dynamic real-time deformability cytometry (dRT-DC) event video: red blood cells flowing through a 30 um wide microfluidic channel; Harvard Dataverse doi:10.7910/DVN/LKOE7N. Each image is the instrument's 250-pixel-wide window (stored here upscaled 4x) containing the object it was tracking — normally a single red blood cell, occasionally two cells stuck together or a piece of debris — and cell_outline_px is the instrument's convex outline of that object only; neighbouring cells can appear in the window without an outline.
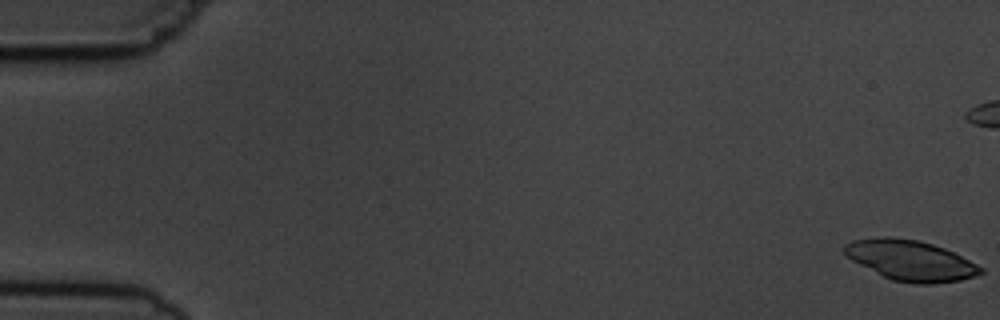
{"species": "common noctule bat (a hibernating species)", "species_latin": "Nyctalus noctula", "temperature_condition": "cold", "stored_images_in_passage": 6, "camera_frame_rate_fps": 3000, "um_per_image_px": 0.085, "animal": {"sex": "male", "body_mass_g": 19.5, "forearm_length_mm": 54.6}, "frame": {"image": 1, "passage_image": 1, "time_ms": 0.0, "image_size_px": [1000, 320], "cell_outline_px": [[984, 272], [976, 276], [960, 280], [932, 284], [916, 284], [892, 280], [852, 260], [844, 252], [844, 244], [852, 240], [876, 236], [892, 236], [920, 240], [944, 248], [984, 268]], "centroid_in_image_um": [77.39, 22.12], "position_along_channel_um": 7.6, "area_um2": 32.02}}